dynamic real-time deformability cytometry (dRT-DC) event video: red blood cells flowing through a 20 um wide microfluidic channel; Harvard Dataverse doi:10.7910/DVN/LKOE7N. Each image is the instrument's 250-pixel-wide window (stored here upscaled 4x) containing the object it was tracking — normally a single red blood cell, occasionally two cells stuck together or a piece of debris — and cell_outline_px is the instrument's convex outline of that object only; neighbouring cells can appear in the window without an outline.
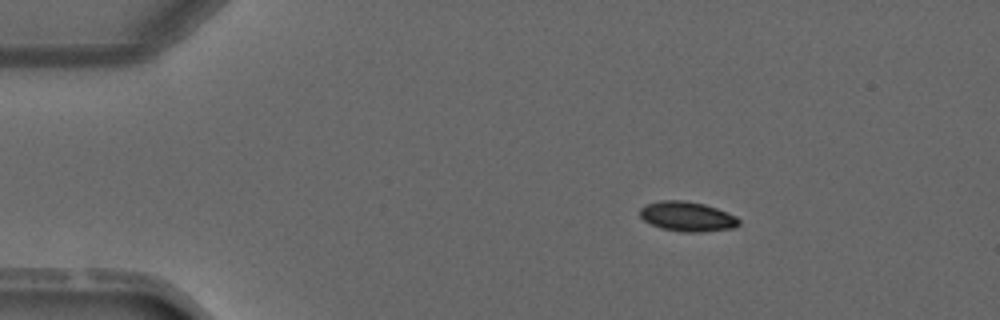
{"species": "common noctule bat (a hibernating species)", "species_latin": "Nyctalus noctula", "temperature_condition": "warm", "stored_images_in_passage": 3, "camera_frame_rate_fps": 3000, "um_per_image_px": 0.085, "animal": {"sex": "male", "forearm_length_mm": 52.5}, "frame": {"image": 1, "passage_image": 1, "time_ms": 0.0, "image_size_px": [1000, 320], "cell_outline_px": [[740, 224], [736, 228], [700, 232], [684, 232], [660, 228], [644, 220], [640, 216], [640, 208], [648, 204], [660, 200], [684, 200], [704, 204], [716, 208], [736, 216], [740, 220]], "centroid_in_image_um": [58.44, 18.41], "position_along_channel_um": 26.6, "area_um2": 17.17}}
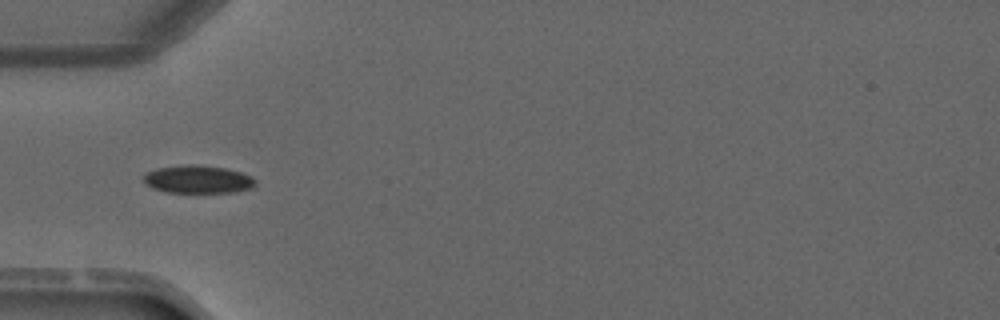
{"frame": {"image": 2, "passage_image": 3, "time_ms": 2.333, "image_size_px": [1000, 320], "cell_outline_px": [[256, 184], [252, 188], [232, 192], [164, 192], [152, 188], [144, 184], [144, 176], [148, 172], [156, 168], [184, 164], [196, 164], [224, 168], [240, 172], [252, 176], [256, 180]], "centroid_in_image_um": [16.81, 15.24], "position_along_channel_um": 68.2, "area_um2": 18.26}}